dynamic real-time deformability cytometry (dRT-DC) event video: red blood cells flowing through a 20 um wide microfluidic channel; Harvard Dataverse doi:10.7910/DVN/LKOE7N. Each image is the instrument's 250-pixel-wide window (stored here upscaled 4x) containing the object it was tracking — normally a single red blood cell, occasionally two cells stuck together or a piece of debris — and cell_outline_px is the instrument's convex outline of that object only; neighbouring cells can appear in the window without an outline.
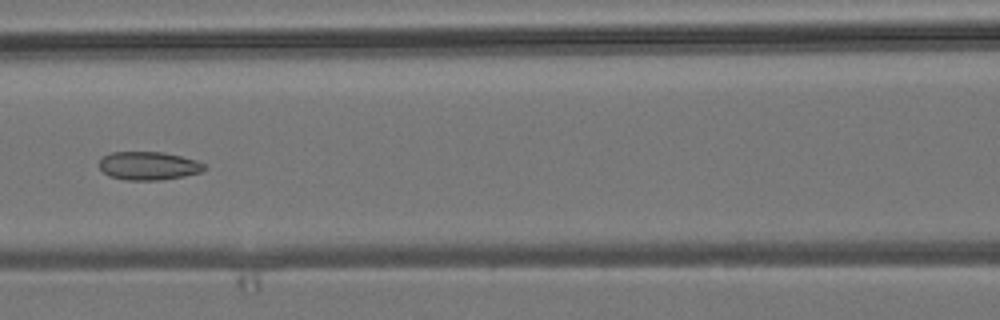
{"species": "common noctule bat (a hibernating species)", "species_latin": "Nyctalus noctula", "temperature_condition": "room temperature", "stored_images_in_passage": 7, "camera_frame_rate_fps": 3000, "um_per_image_px": 0.085, "animal": {"sex": "male", "body_mass_g": 19.2, "forearm_length_mm": 51.8}, "frame": {"image": 1, "passage_image": 6, "time_ms": 5.667, "image_size_px": [1000, 320], "cell_outline_px": [[208, 168], [200, 172], [184, 176], [156, 180], [128, 180], [108, 176], [100, 168], [100, 160], [104, 156], [112, 152], [164, 152], [196, 160], [204, 164]], "centroid_in_image_um": [12.64, 14.09], "position_along_channel_um": 154.0, "area_um2": 17.22}}
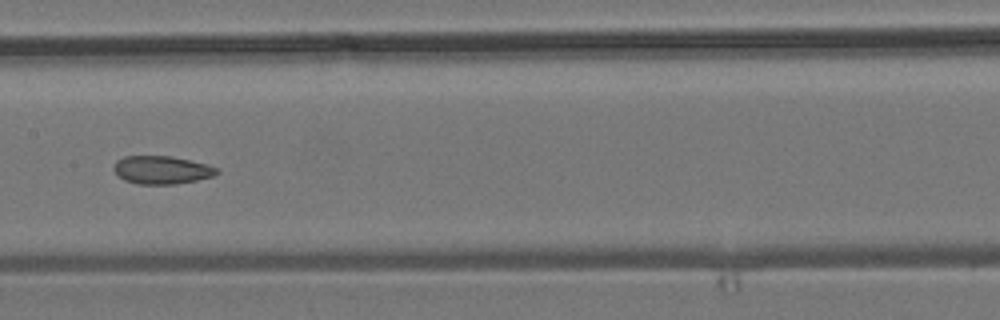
{"frame": {"image": 2, "passage_image": 7, "time_ms": 6.667, "image_size_px": [1000, 320], "cell_outline_px": [[220, 172], [212, 176], [196, 180], [176, 184], [136, 184], [124, 180], [112, 168], [116, 160], [124, 156], [172, 156], [208, 164], [220, 168]], "centroid_in_image_um": [13.76, 14.44], "position_along_channel_um": 193.6, "area_um2": 16.99}}